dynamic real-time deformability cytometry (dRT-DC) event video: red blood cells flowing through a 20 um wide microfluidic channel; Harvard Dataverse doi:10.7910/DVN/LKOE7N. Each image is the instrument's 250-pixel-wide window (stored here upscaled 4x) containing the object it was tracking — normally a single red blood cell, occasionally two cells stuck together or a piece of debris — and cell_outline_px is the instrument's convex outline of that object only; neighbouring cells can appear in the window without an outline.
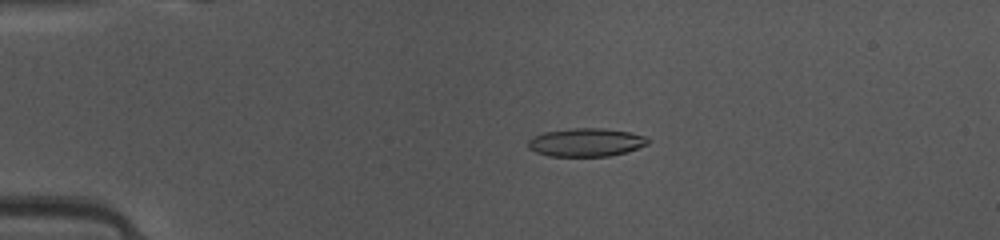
{"species": "common noctule bat (a hibernating species)", "species_latin": "Nyctalus noctula", "temperature_condition": "warm", "stored_images_in_passage": 49, "camera_frame_rate_fps": 3000, "um_per_image_px": 0.085, "animal": {"sex": "female", "body_mass_g": 10.0, "forearm_length_mm": 53.1}, "frame": {"image": 1, "passage_image": 11, "time_ms": 3.333, "image_size_px": [1000, 240], "cell_outline_px": [[648, 144], [624, 152], [608, 156], [548, 156], [536, 152], [528, 148], [528, 140], [544, 132], [572, 128], [600, 128], [628, 132], [644, 136], [648, 140]], "centroid_in_image_um": [49.77, 12.1], "position_along_channel_um": 35.2, "area_um2": 19.42}}
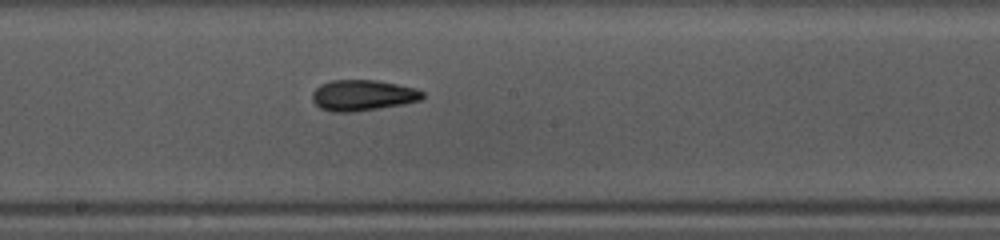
{"frame": {"image": 2, "passage_image": 27, "time_ms": 8.667, "image_size_px": [1000, 240], "cell_outline_px": [[424, 96], [420, 100], [404, 104], [352, 112], [332, 112], [320, 108], [312, 100], [312, 92], [320, 84], [332, 80], [376, 80], [416, 88], [424, 92]], "centroid_in_image_um": [30.82, 8.1], "position_along_channel_um": 217.4, "area_um2": 19.83}}
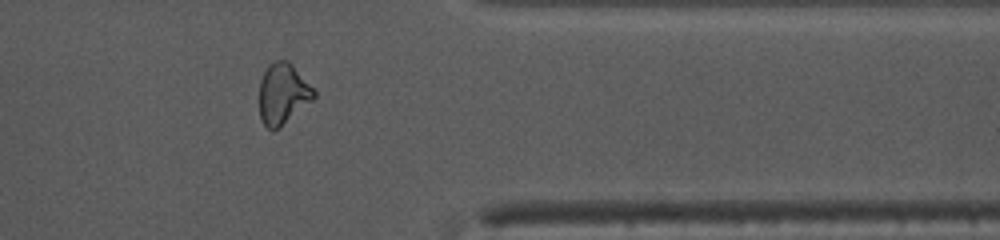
{"frame": {"image": 3, "passage_image": 40, "time_ms": 13.0, "image_size_px": [1000, 240], "cell_outline_px": [[316, 96], [312, 100], [280, 128], [272, 132], [260, 120], [260, 80], [268, 64], [276, 60], [288, 60], [292, 64], [316, 92]], "centroid_in_image_um": [24.03, 7.99], "position_along_channel_um": 387.4, "area_um2": 19.36}, "authors_computed_cell_mechanics": {"area_um2": 19.4208, "velocity_mm_per_s": 4.1408, "shape_relaxation_time_tau1_ms": 5.0115, "shape_relaxation_time_tau2_ms": 2.3895, "deformation_change_tau1": 0.1879, "deformation_change_tau2": 0.0809}}